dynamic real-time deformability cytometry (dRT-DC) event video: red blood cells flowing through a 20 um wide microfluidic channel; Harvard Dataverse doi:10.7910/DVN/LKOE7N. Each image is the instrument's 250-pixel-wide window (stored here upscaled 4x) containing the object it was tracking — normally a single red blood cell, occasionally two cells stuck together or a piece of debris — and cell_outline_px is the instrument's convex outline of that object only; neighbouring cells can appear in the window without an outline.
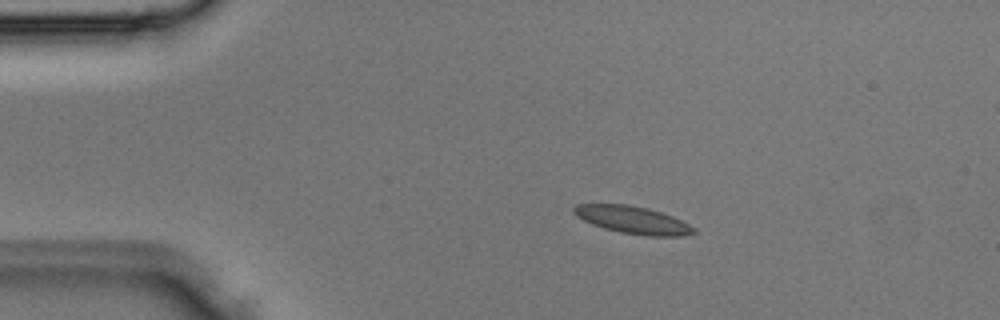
{"species": "Egyptian fruit bat (a non-hibernating species)", "species_latin": "Rousettus aegyptiacus", "temperature_condition": "room temperature", "stored_images_in_passage": 4, "camera_frame_rate_fps": 3000, "um_per_image_px": 0.085, "animal": {"sex": "male"}, "frame": {"image": 1, "passage_image": 2, "time_ms": 0.333, "image_size_px": [1000, 320], "cell_outline_px": [[696, 232], [684, 236], [644, 236], [620, 232], [604, 228], [592, 224], [576, 216], [572, 212], [572, 208], [576, 204], [628, 204], [648, 208], [672, 216], [696, 228]], "centroid_in_image_um": [53.77, 18.69], "position_along_channel_um": 31.2, "area_um2": 19.25}}